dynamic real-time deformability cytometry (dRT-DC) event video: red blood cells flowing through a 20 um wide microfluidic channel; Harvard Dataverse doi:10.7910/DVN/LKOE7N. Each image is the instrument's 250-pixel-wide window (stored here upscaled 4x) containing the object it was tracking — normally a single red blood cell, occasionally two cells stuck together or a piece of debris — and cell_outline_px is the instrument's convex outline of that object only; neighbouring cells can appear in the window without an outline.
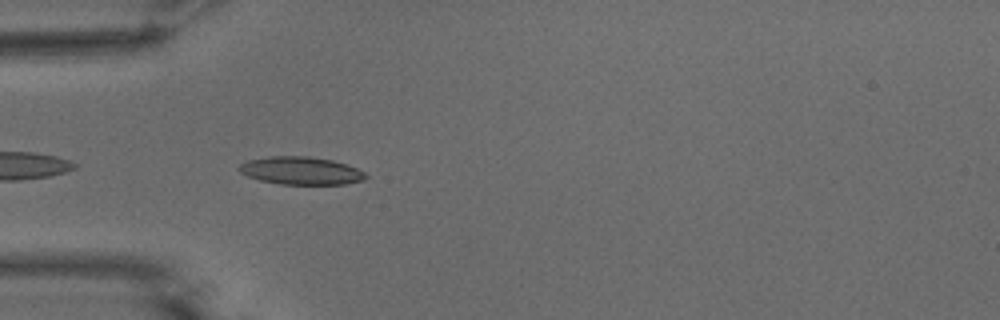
{"species": "common noctule bat (a hibernating species)", "species_latin": "Nyctalus noctula", "temperature_condition": "warm", "stored_images_in_passage": 41, "camera_frame_rate_fps": 3000, "um_per_image_px": 0.085, "animal": {"sex": "male", "body_mass_g": 15.6}, "frame": {"image": 1, "passage_image": 3, "time_ms": 0.667, "image_size_px": [1000, 320], "cell_outline_px": [[368, 176], [364, 180], [344, 184], [280, 184], [260, 180], [248, 176], [240, 172], [236, 168], [240, 164], [248, 160], [272, 156], [308, 156], [332, 160], [356, 168], [364, 172]], "centroid_in_image_um": [25.56, 14.51], "position_along_channel_um": 59.4, "area_um2": 20.4}}
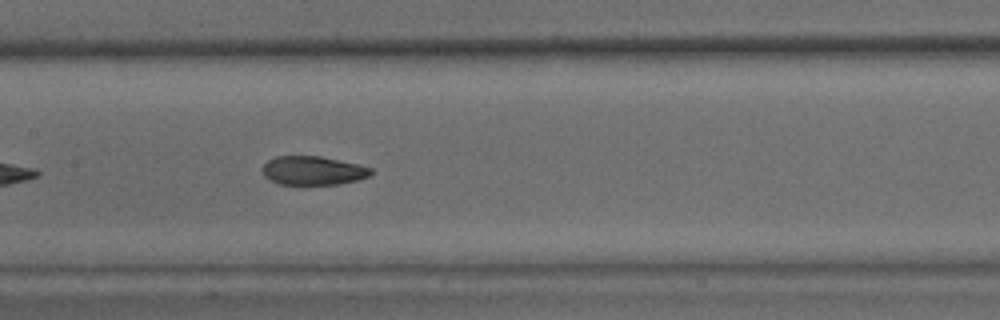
{"frame": {"image": 2, "passage_image": 13, "time_ms": 4.0, "image_size_px": [1000, 320], "cell_outline_px": [[372, 172], [368, 176], [356, 180], [340, 184], [280, 184], [264, 176], [260, 168], [268, 160], [276, 156], [320, 156], [356, 164], [372, 168]], "centroid_in_image_um": [26.56, 14.49], "position_along_channel_um": 180.8, "area_um2": 18.03}}
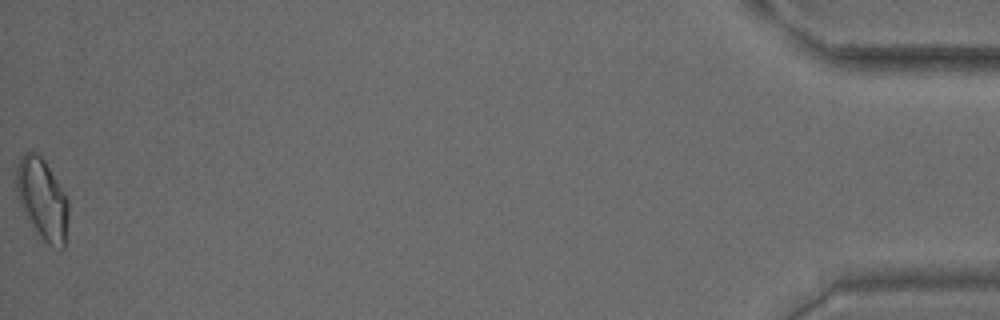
{"frame": {"image": 3, "passage_image": 41, "time_ms": 13.333, "image_size_px": [1000, 320], "cell_outline_px": [[68, 216], [64, 248], [60, 248], [48, 244], [40, 236], [24, 216], [20, 204], [16, 188], [16, 168], [20, 156], [24, 152], [36, 152], [44, 160], [68, 200]], "centroid_in_image_um": [3.57, 16.92], "position_along_channel_um": 431.6, "area_um2": 24.39}, "authors_computed_cell_mechanics": {"area_um2": 19.7098, "velocity_mm_per_s": 3.717, "shape_relaxation_time_tau1_ms": 5.4406, "shape_relaxation_time_tau2_ms": 1.6969, "deformation_change_tau1": 0.1604, "deformation_change_tau2": 0.0636}}